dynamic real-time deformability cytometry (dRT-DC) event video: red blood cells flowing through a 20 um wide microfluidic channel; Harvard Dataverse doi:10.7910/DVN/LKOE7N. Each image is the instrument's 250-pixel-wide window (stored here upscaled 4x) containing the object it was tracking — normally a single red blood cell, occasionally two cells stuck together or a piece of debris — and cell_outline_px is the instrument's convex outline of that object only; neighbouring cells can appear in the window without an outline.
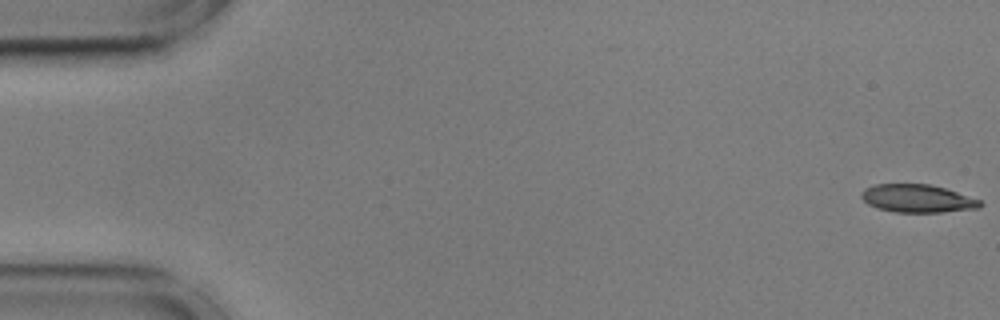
{"species": "common noctule bat (a hibernating species)", "species_latin": "Nyctalus noctula", "temperature_condition": "cold", "stored_images_in_passage": 56, "camera_frame_rate_fps": 3000, "um_per_image_px": 0.085, "animal": {"sex": "male", "body_mass_g": 17.9, "forearm_length_mm": 54.2}, "frame": {"image": 1, "passage_image": 1, "time_ms": 0.0, "image_size_px": [1000, 320], "cell_outline_px": [[984, 204], [980, 208], [940, 212], [896, 212], [876, 208], [868, 204], [860, 196], [860, 192], [864, 188], [876, 184], [928, 184], [944, 188], [980, 200]], "centroid_in_image_um": [77.95, 16.87], "position_along_channel_um": 7.1, "area_um2": 19.31}}
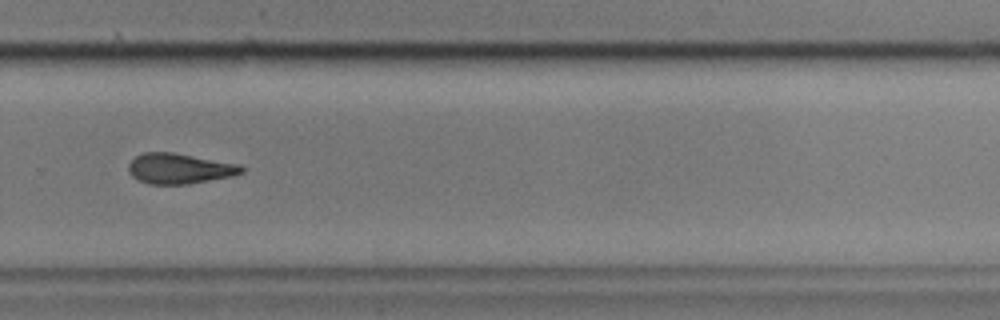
{"frame": {"image": 2, "passage_image": 38, "time_ms": 12.333, "image_size_px": [1000, 320], "cell_outline_px": [[244, 172], [232, 176], [188, 184], [148, 184], [132, 176], [128, 172], [128, 164], [136, 156], [144, 152], [172, 152], [240, 164], [244, 168]], "centroid_in_image_um": [15.25, 14.32], "position_along_channel_um": 314.5, "area_um2": 20.0}}
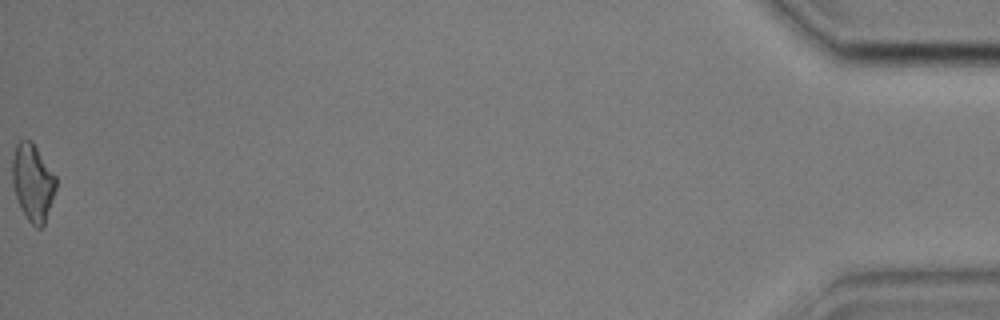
{"frame": {"image": 3, "passage_image": 56, "time_ms": 18.333, "image_size_px": [1000, 320], "cell_outline_px": [[56, 188], [44, 224], [40, 228], [36, 228], [28, 220], [20, 208], [12, 184], [12, 156], [16, 144], [20, 140], [32, 140], [56, 176]], "centroid_in_image_um": [2.77, 15.48], "position_along_channel_um": 432.4, "area_um2": 19.65}, "authors_computed_cell_mechanics": {"area_um2": 20.2878, "velocity_mm_per_s": 3.6021, "shape_relaxation_time_tau1_ms": 4.7046, "shape_relaxation_time_tau2_ms": null, "deformation_change_tau1": 0.149, "deformation_change_tau2": null}}